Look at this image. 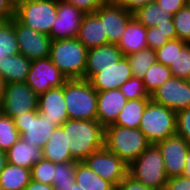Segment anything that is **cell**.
<instances>
[{
	"label": "cell",
	"instance_id": "4dcf8cb0",
	"mask_svg": "<svg viewBox=\"0 0 190 190\" xmlns=\"http://www.w3.org/2000/svg\"><path fill=\"white\" fill-rule=\"evenodd\" d=\"M175 39H177V33L173 20H168V23L158 24L157 27H147V46L153 50L161 48L169 40Z\"/></svg>",
	"mask_w": 190,
	"mask_h": 190
},
{
	"label": "cell",
	"instance_id": "484cf974",
	"mask_svg": "<svg viewBox=\"0 0 190 190\" xmlns=\"http://www.w3.org/2000/svg\"><path fill=\"white\" fill-rule=\"evenodd\" d=\"M75 183L82 190H116V187L97 175L83 161L77 162L75 169Z\"/></svg>",
	"mask_w": 190,
	"mask_h": 190
},
{
	"label": "cell",
	"instance_id": "7c38bea8",
	"mask_svg": "<svg viewBox=\"0 0 190 190\" xmlns=\"http://www.w3.org/2000/svg\"><path fill=\"white\" fill-rule=\"evenodd\" d=\"M83 162L115 187L128 175V164L105 147L91 153Z\"/></svg>",
	"mask_w": 190,
	"mask_h": 190
},
{
	"label": "cell",
	"instance_id": "8fae6325",
	"mask_svg": "<svg viewBox=\"0 0 190 190\" xmlns=\"http://www.w3.org/2000/svg\"><path fill=\"white\" fill-rule=\"evenodd\" d=\"M66 80L50 57H46L31 62L26 84L39 96L48 89L63 86Z\"/></svg>",
	"mask_w": 190,
	"mask_h": 190
},
{
	"label": "cell",
	"instance_id": "7a4b0ae2",
	"mask_svg": "<svg viewBox=\"0 0 190 190\" xmlns=\"http://www.w3.org/2000/svg\"><path fill=\"white\" fill-rule=\"evenodd\" d=\"M150 145L139 128H127L114 124L105 127L104 147L128 165Z\"/></svg>",
	"mask_w": 190,
	"mask_h": 190
},
{
	"label": "cell",
	"instance_id": "ac0fdd59",
	"mask_svg": "<svg viewBox=\"0 0 190 190\" xmlns=\"http://www.w3.org/2000/svg\"><path fill=\"white\" fill-rule=\"evenodd\" d=\"M38 111L42 117L56 122L58 126L63 125L69 119L64 100V85L48 89L39 95Z\"/></svg>",
	"mask_w": 190,
	"mask_h": 190
},
{
	"label": "cell",
	"instance_id": "f35d334b",
	"mask_svg": "<svg viewBox=\"0 0 190 190\" xmlns=\"http://www.w3.org/2000/svg\"><path fill=\"white\" fill-rule=\"evenodd\" d=\"M119 89L127 100L151 98L145 89L142 78L132 76L128 81L121 85Z\"/></svg>",
	"mask_w": 190,
	"mask_h": 190
},
{
	"label": "cell",
	"instance_id": "4316f807",
	"mask_svg": "<svg viewBox=\"0 0 190 190\" xmlns=\"http://www.w3.org/2000/svg\"><path fill=\"white\" fill-rule=\"evenodd\" d=\"M31 180V169L10 163L0 173V186L5 190H24Z\"/></svg>",
	"mask_w": 190,
	"mask_h": 190
},
{
	"label": "cell",
	"instance_id": "f1b7e54d",
	"mask_svg": "<svg viewBox=\"0 0 190 190\" xmlns=\"http://www.w3.org/2000/svg\"><path fill=\"white\" fill-rule=\"evenodd\" d=\"M172 16L170 13L164 11L156 2L140 8L133 14V17L146 28L157 27L158 24L168 23V20H172Z\"/></svg>",
	"mask_w": 190,
	"mask_h": 190
},
{
	"label": "cell",
	"instance_id": "2e32d148",
	"mask_svg": "<svg viewBox=\"0 0 190 190\" xmlns=\"http://www.w3.org/2000/svg\"><path fill=\"white\" fill-rule=\"evenodd\" d=\"M162 153L168 178L182 176L190 144L177 134L156 144Z\"/></svg>",
	"mask_w": 190,
	"mask_h": 190
},
{
	"label": "cell",
	"instance_id": "bcb514c9",
	"mask_svg": "<svg viewBox=\"0 0 190 190\" xmlns=\"http://www.w3.org/2000/svg\"><path fill=\"white\" fill-rule=\"evenodd\" d=\"M116 190H152L141 182L135 180L129 174L118 184Z\"/></svg>",
	"mask_w": 190,
	"mask_h": 190
},
{
	"label": "cell",
	"instance_id": "7dc6e473",
	"mask_svg": "<svg viewBox=\"0 0 190 190\" xmlns=\"http://www.w3.org/2000/svg\"><path fill=\"white\" fill-rule=\"evenodd\" d=\"M0 13L4 14L9 20L15 16V9L9 0H0Z\"/></svg>",
	"mask_w": 190,
	"mask_h": 190
},
{
	"label": "cell",
	"instance_id": "8d00e7d4",
	"mask_svg": "<svg viewBox=\"0 0 190 190\" xmlns=\"http://www.w3.org/2000/svg\"><path fill=\"white\" fill-rule=\"evenodd\" d=\"M55 173V163L42 158L32 166L31 176L32 180L53 185V176Z\"/></svg>",
	"mask_w": 190,
	"mask_h": 190
},
{
	"label": "cell",
	"instance_id": "9f6ffc18",
	"mask_svg": "<svg viewBox=\"0 0 190 190\" xmlns=\"http://www.w3.org/2000/svg\"><path fill=\"white\" fill-rule=\"evenodd\" d=\"M186 6H187L188 9L190 10V0H186Z\"/></svg>",
	"mask_w": 190,
	"mask_h": 190
},
{
	"label": "cell",
	"instance_id": "ee69618b",
	"mask_svg": "<svg viewBox=\"0 0 190 190\" xmlns=\"http://www.w3.org/2000/svg\"><path fill=\"white\" fill-rule=\"evenodd\" d=\"M156 3L171 15L186 6V0H156Z\"/></svg>",
	"mask_w": 190,
	"mask_h": 190
},
{
	"label": "cell",
	"instance_id": "b9f144b4",
	"mask_svg": "<svg viewBox=\"0 0 190 190\" xmlns=\"http://www.w3.org/2000/svg\"><path fill=\"white\" fill-rule=\"evenodd\" d=\"M80 9L83 13H94L100 6L112 0H63Z\"/></svg>",
	"mask_w": 190,
	"mask_h": 190
},
{
	"label": "cell",
	"instance_id": "ffe728a7",
	"mask_svg": "<svg viewBox=\"0 0 190 190\" xmlns=\"http://www.w3.org/2000/svg\"><path fill=\"white\" fill-rule=\"evenodd\" d=\"M123 56L116 44L88 49L85 79L89 80L94 74L102 71L103 68L117 63Z\"/></svg>",
	"mask_w": 190,
	"mask_h": 190
},
{
	"label": "cell",
	"instance_id": "f907efd6",
	"mask_svg": "<svg viewBox=\"0 0 190 190\" xmlns=\"http://www.w3.org/2000/svg\"><path fill=\"white\" fill-rule=\"evenodd\" d=\"M7 155L5 151L0 150V173L7 164Z\"/></svg>",
	"mask_w": 190,
	"mask_h": 190
},
{
	"label": "cell",
	"instance_id": "f546056e",
	"mask_svg": "<svg viewBox=\"0 0 190 190\" xmlns=\"http://www.w3.org/2000/svg\"><path fill=\"white\" fill-rule=\"evenodd\" d=\"M169 68L174 77L190 81V43L176 39V57Z\"/></svg>",
	"mask_w": 190,
	"mask_h": 190
},
{
	"label": "cell",
	"instance_id": "816d5d0a",
	"mask_svg": "<svg viewBox=\"0 0 190 190\" xmlns=\"http://www.w3.org/2000/svg\"><path fill=\"white\" fill-rule=\"evenodd\" d=\"M36 0H13V8L16 10L19 6L26 4V3H30Z\"/></svg>",
	"mask_w": 190,
	"mask_h": 190
},
{
	"label": "cell",
	"instance_id": "83f0119b",
	"mask_svg": "<svg viewBox=\"0 0 190 190\" xmlns=\"http://www.w3.org/2000/svg\"><path fill=\"white\" fill-rule=\"evenodd\" d=\"M151 98H140L137 100H127L118 115L114 125L127 128H139L143 112Z\"/></svg>",
	"mask_w": 190,
	"mask_h": 190
},
{
	"label": "cell",
	"instance_id": "1f68e13d",
	"mask_svg": "<svg viewBox=\"0 0 190 190\" xmlns=\"http://www.w3.org/2000/svg\"><path fill=\"white\" fill-rule=\"evenodd\" d=\"M171 77H173L171 69L156 61L145 72L142 81L146 91L151 96L159 86H162Z\"/></svg>",
	"mask_w": 190,
	"mask_h": 190
},
{
	"label": "cell",
	"instance_id": "4fadbf2b",
	"mask_svg": "<svg viewBox=\"0 0 190 190\" xmlns=\"http://www.w3.org/2000/svg\"><path fill=\"white\" fill-rule=\"evenodd\" d=\"M155 103L175 112L190 107V81L171 77L150 96Z\"/></svg>",
	"mask_w": 190,
	"mask_h": 190
},
{
	"label": "cell",
	"instance_id": "9a60e30c",
	"mask_svg": "<svg viewBox=\"0 0 190 190\" xmlns=\"http://www.w3.org/2000/svg\"><path fill=\"white\" fill-rule=\"evenodd\" d=\"M84 14L72 4L57 0V16L49 34L52 41L76 38Z\"/></svg>",
	"mask_w": 190,
	"mask_h": 190
},
{
	"label": "cell",
	"instance_id": "52a82bcc",
	"mask_svg": "<svg viewBox=\"0 0 190 190\" xmlns=\"http://www.w3.org/2000/svg\"><path fill=\"white\" fill-rule=\"evenodd\" d=\"M57 16V0H36L15 10V17L37 32L49 35Z\"/></svg>",
	"mask_w": 190,
	"mask_h": 190
},
{
	"label": "cell",
	"instance_id": "11a10c76",
	"mask_svg": "<svg viewBox=\"0 0 190 190\" xmlns=\"http://www.w3.org/2000/svg\"><path fill=\"white\" fill-rule=\"evenodd\" d=\"M66 190H82L76 183H74V185H71V187H69Z\"/></svg>",
	"mask_w": 190,
	"mask_h": 190
},
{
	"label": "cell",
	"instance_id": "e575fe53",
	"mask_svg": "<svg viewBox=\"0 0 190 190\" xmlns=\"http://www.w3.org/2000/svg\"><path fill=\"white\" fill-rule=\"evenodd\" d=\"M78 161H69L55 164L53 187L56 190H66L75 183V169Z\"/></svg>",
	"mask_w": 190,
	"mask_h": 190
},
{
	"label": "cell",
	"instance_id": "cb8c5ba5",
	"mask_svg": "<svg viewBox=\"0 0 190 190\" xmlns=\"http://www.w3.org/2000/svg\"><path fill=\"white\" fill-rule=\"evenodd\" d=\"M31 62V60L20 53L6 56L0 61V75L4 78L6 84L26 82Z\"/></svg>",
	"mask_w": 190,
	"mask_h": 190
},
{
	"label": "cell",
	"instance_id": "5bb4252c",
	"mask_svg": "<svg viewBox=\"0 0 190 190\" xmlns=\"http://www.w3.org/2000/svg\"><path fill=\"white\" fill-rule=\"evenodd\" d=\"M94 13L103 23L108 44L117 45L127 24L134 18L132 13L125 10L115 0L103 4Z\"/></svg>",
	"mask_w": 190,
	"mask_h": 190
},
{
	"label": "cell",
	"instance_id": "d590c367",
	"mask_svg": "<svg viewBox=\"0 0 190 190\" xmlns=\"http://www.w3.org/2000/svg\"><path fill=\"white\" fill-rule=\"evenodd\" d=\"M20 138L13 118L0 112V150L7 151Z\"/></svg>",
	"mask_w": 190,
	"mask_h": 190
},
{
	"label": "cell",
	"instance_id": "60d3db41",
	"mask_svg": "<svg viewBox=\"0 0 190 190\" xmlns=\"http://www.w3.org/2000/svg\"><path fill=\"white\" fill-rule=\"evenodd\" d=\"M176 134L190 144V107L176 112Z\"/></svg>",
	"mask_w": 190,
	"mask_h": 190
},
{
	"label": "cell",
	"instance_id": "9c48e42d",
	"mask_svg": "<svg viewBox=\"0 0 190 190\" xmlns=\"http://www.w3.org/2000/svg\"><path fill=\"white\" fill-rule=\"evenodd\" d=\"M38 110V95L26 82H12L5 86L0 112L11 118Z\"/></svg>",
	"mask_w": 190,
	"mask_h": 190
},
{
	"label": "cell",
	"instance_id": "836d02e7",
	"mask_svg": "<svg viewBox=\"0 0 190 190\" xmlns=\"http://www.w3.org/2000/svg\"><path fill=\"white\" fill-rule=\"evenodd\" d=\"M19 53L13 17L0 26V56L3 60L6 56H12Z\"/></svg>",
	"mask_w": 190,
	"mask_h": 190
},
{
	"label": "cell",
	"instance_id": "ba28073f",
	"mask_svg": "<svg viewBox=\"0 0 190 190\" xmlns=\"http://www.w3.org/2000/svg\"><path fill=\"white\" fill-rule=\"evenodd\" d=\"M13 121L21 139L30 145H35L42 149L49 141L54 129L58 126L56 122L42 117L38 110L15 116Z\"/></svg>",
	"mask_w": 190,
	"mask_h": 190
},
{
	"label": "cell",
	"instance_id": "8992f818",
	"mask_svg": "<svg viewBox=\"0 0 190 190\" xmlns=\"http://www.w3.org/2000/svg\"><path fill=\"white\" fill-rule=\"evenodd\" d=\"M139 129L150 144L176 135V112L150 100L143 112Z\"/></svg>",
	"mask_w": 190,
	"mask_h": 190
},
{
	"label": "cell",
	"instance_id": "e0dca14e",
	"mask_svg": "<svg viewBox=\"0 0 190 190\" xmlns=\"http://www.w3.org/2000/svg\"><path fill=\"white\" fill-rule=\"evenodd\" d=\"M131 77L132 72L128 58L123 56L117 63L103 68L88 81L97 92H102L119 89Z\"/></svg>",
	"mask_w": 190,
	"mask_h": 190
},
{
	"label": "cell",
	"instance_id": "5b68a950",
	"mask_svg": "<svg viewBox=\"0 0 190 190\" xmlns=\"http://www.w3.org/2000/svg\"><path fill=\"white\" fill-rule=\"evenodd\" d=\"M128 174L152 190L166 188L168 180L162 153L151 144L137 159L128 165Z\"/></svg>",
	"mask_w": 190,
	"mask_h": 190
},
{
	"label": "cell",
	"instance_id": "603a6c76",
	"mask_svg": "<svg viewBox=\"0 0 190 190\" xmlns=\"http://www.w3.org/2000/svg\"><path fill=\"white\" fill-rule=\"evenodd\" d=\"M7 162L26 169L43 158V149L35 145L28 144L25 140H19L6 151Z\"/></svg>",
	"mask_w": 190,
	"mask_h": 190
},
{
	"label": "cell",
	"instance_id": "277c9868",
	"mask_svg": "<svg viewBox=\"0 0 190 190\" xmlns=\"http://www.w3.org/2000/svg\"><path fill=\"white\" fill-rule=\"evenodd\" d=\"M64 100L69 119L97 120V91L88 80L67 79Z\"/></svg>",
	"mask_w": 190,
	"mask_h": 190
},
{
	"label": "cell",
	"instance_id": "7402d4cb",
	"mask_svg": "<svg viewBox=\"0 0 190 190\" xmlns=\"http://www.w3.org/2000/svg\"><path fill=\"white\" fill-rule=\"evenodd\" d=\"M147 28L133 18L126 26L117 47L124 56L138 52L147 46Z\"/></svg>",
	"mask_w": 190,
	"mask_h": 190
},
{
	"label": "cell",
	"instance_id": "6da1fadb",
	"mask_svg": "<svg viewBox=\"0 0 190 190\" xmlns=\"http://www.w3.org/2000/svg\"><path fill=\"white\" fill-rule=\"evenodd\" d=\"M61 126L66 147L75 161L82 162L91 153L104 148L105 128L97 120L68 119Z\"/></svg>",
	"mask_w": 190,
	"mask_h": 190
},
{
	"label": "cell",
	"instance_id": "d4e9b609",
	"mask_svg": "<svg viewBox=\"0 0 190 190\" xmlns=\"http://www.w3.org/2000/svg\"><path fill=\"white\" fill-rule=\"evenodd\" d=\"M43 158L57 164L62 162L75 161L66 147L65 133L63 127L57 126L49 141L43 147Z\"/></svg>",
	"mask_w": 190,
	"mask_h": 190
},
{
	"label": "cell",
	"instance_id": "d6a6232c",
	"mask_svg": "<svg viewBox=\"0 0 190 190\" xmlns=\"http://www.w3.org/2000/svg\"><path fill=\"white\" fill-rule=\"evenodd\" d=\"M133 77L142 78L147 70L156 62L155 50L146 47L128 56Z\"/></svg>",
	"mask_w": 190,
	"mask_h": 190
},
{
	"label": "cell",
	"instance_id": "db71d44e",
	"mask_svg": "<svg viewBox=\"0 0 190 190\" xmlns=\"http://www.w3.org/2000/svg\"><path fill=\"white\" fill-rule=\"evenodd\" d=\"M8 20L9 19L4 14L0 13V26H2Z\"/></svg>",
	"mask_w": 190,
	"mask_h": 190
},
{
	"label": "cell",
	"instance_id": "681fc988",
	"mask_svg": "<svg viewBox=\"0 0 190 190\" xmlns=\"http://www.w3.org/2000/svg\"><path fill=\"white\" fill-rule=\"evenodd\" d=\"M182 176L190 179V149L188 150V152L186 154L184 172H183Z\"/></svg>",
	"mask_w": 190,
	"mask_h": 190
},
{
	"label": "cell",
	"instance_id": "c3c4849f",
	"mask_svg": "<svg viewBox=\"0 0 190 190\" xmlns=\"http://www.w3.org/2000/svg\"><path fill=\"white\" fill-rule=\"evenodd\" d=\"M24 190H56L53 185L39 183L31 180Z\"/></svg>",
	"mask_w": 190,
	"mask_h": 190
},
{
	"label": "cell",
	"instance_id": "7bdbcfd3",
	"mask_svg": "<svg viewBox=\"0 0 190 190\" xmlns=\"http://www.w3.org/2000/svg\"><path fill=\"white\" fill-rule=\"evenodd\" d=\"M120 6H122L128 12L134 14L140 8L156 2V0H115Z\"/></svg>",
	"mask_w": 190,
	"mask_h": 190
},
{
	"label": "cell",
	"instance_id": "30bf717a",
	"mask_svg": "<svg viewBox=\"0 0 190 190\" xmlns=\"http://www.w3.org/2000/svg\"><path fill=\"white\" fill-rule=\"evenodd\" d=\"M14 31L20 54L31 61L49 57L52 44L49 35L37 32L22 24L15 16Z\"/></svg>",
	"mask_w": 190,
	"mask_h": 190
},
{
	"label": "cell",
	"instance_id": "ab89813d",
	"mask_svg": "<svg viewBox=\"0 0 190 190\" xmlns=\"http://www.w3.org/2000/svg\"><path fill=\"white\" fill-rule=\"evenodd\" d=\"M156 61L160 64L170 67L176 57V39L169 40L161 48L155 50Z\"/></svg>",
	"mask_w": 190,
	"mask_h": 190
},
{
	"label": "cell",
	"instance_id": "d6986e66",
	"mask_svg": "<svg viewBox=\"0 0 190 190\" xmlns=\"http://www.w3.org/2000/svg\"><path fill=\"white\" fill-rule=\"evenodd\" d=\"M126 102L120 89L97 92V121L104 128L114 124Z\"/></svg>",
	"mask_w": 190,
	"mask_h": 190
},
{
	"label": "cell",
	"instance_id": "74e56055",
	"mask_svg": "<svg viewBox=\"0 0 190 190\" xmlns=\"http://www.w3.org/2000/svg\"><path fill=\"white\" fill-rule=\"evenodd\" d=\"M177 39L190 43V10L187 6L172 16Z\"/></svg>",
	"mask_w": 190,
	"mask_h": 190
},
{
	"label": "cell",
	"instance_id": "3957f363",
	"mask_svg": "<svg viewBox=\"0 0 190 190\" xmlns=\"http://www.w3.org/2000/svg\"><path fill=\"white\" fill-rule=\"evenodd\" d=\"M88 49L77 39L52 41L50 59L67 79H85Z\"/></svg>",
	"mask_w": 190,
	"mask_h": 190
},
{
	"label": "cell",
	"instance_id": "44dd1931",
	"mask_svg": "<svg viewBox=\"0 0 190 190\" xmlns=\"http://www.w3.org/2000/svg\"><path fill=\"white\" fill-rule=\"evenodd\" d=\"M87 49L108 44L103 23L95 13L84 14L76 37Z\"/></svg>",
	"mask_w": 190,
	"mask_h": 190
},
{
	"label": "cell",
	"instance_id": "f6af8a7d",
	"mask_svg": "<svg viewBox=\"0 0 190 190\" xmlns=\"http://www.w3.org/2000/svg\"><path fill=\"white\" fill-rule=\"evenodd\" d=\"M166 190H190V179L184 176L168 178Z\"/></svg>",
	"mask_w": 190,
	"mask_h": 190
},
{
	"label": "cell",
	"instance_id": "f5cc1de1",
	"mask_svg": "<svg viewBox=\"0 0 190 190\" xmlns=\"http://www.w3.org/2000/svg\"><path fill=\"white\" fill-rule=\"evenodd\" d=\"M6 82L4 78L0 75V101L2 99V96L4 95Z\"/></svg>",
	"mask_w": 190,
	"mask_h": 190
}]
</instances>
